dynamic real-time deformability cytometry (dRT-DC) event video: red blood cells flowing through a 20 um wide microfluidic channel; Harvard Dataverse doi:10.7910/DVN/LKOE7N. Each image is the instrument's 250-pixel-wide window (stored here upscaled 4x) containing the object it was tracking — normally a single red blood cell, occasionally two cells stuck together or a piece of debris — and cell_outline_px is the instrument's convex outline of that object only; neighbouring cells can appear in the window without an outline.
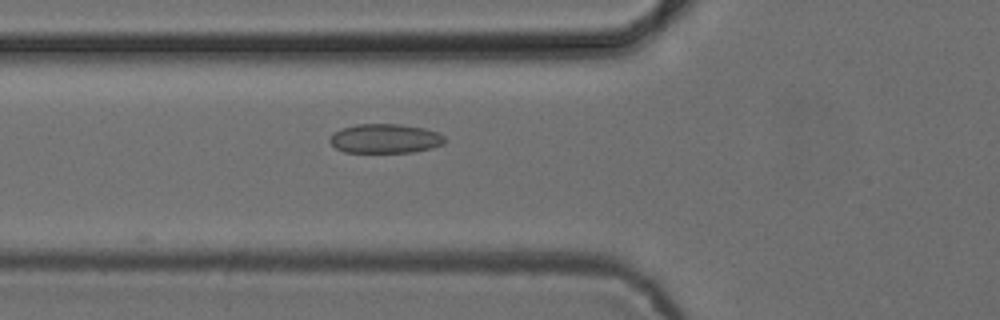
{"species": "common noctule bat (a hibernating species)", "species_latin": "Nyctalus noctula", "temperature_condition": "cold", "stored_images_in_passage": 35, "camera_frame_rate_fps": 3000, "um_per_image_px": 0.085, "animal": {"sex": "female", "body_mass_g": 24.6, "forearm_length_mm": 56.2}, "frame": {"image": 1, "passage_image": 4, "time_ms": 1.0, "image_size_px": [1000, 320], "cell_outline_px": [[448, 140], [444, 144], [432, 148], [412, 152], [344, 152], [336, 148], [328, 140], [332, 132], [340, 128], [356, 124], [400, 124], [424, 128], [436, 132], [444, 136]], "centroid_in_image_um": [32.73, 11.77], "position_along_channel_um": 93.1, "area_um2": 19.83}}
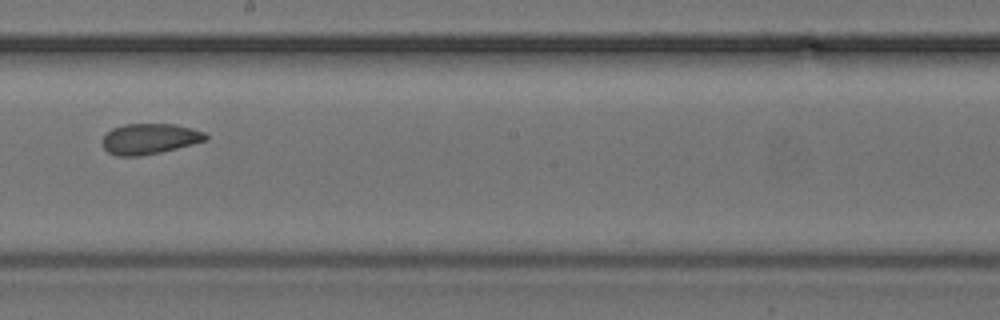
{"frame": {"image": 2, "passage_image": 15, "time_ms": 4.667, "image_size_px": [1000, 320], "cell_outline_px": [[208, 140], [160, 152], [140, 156], [116, 156], [108, 152], [104, 148], [104, 136], [112, 128], [124, 124], [176, 124], [192, 128], [204, 132], [208, 136]], "centroid_in_image_um": [12.73, 11.79], "position_along_channel_um": 235.5, "area_um2": 18.32}}
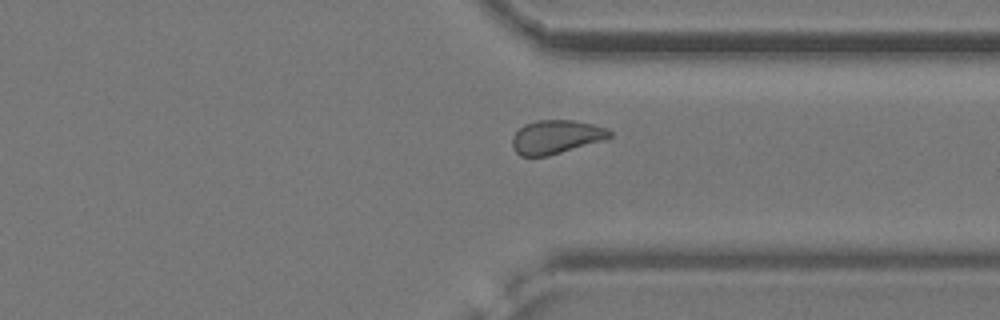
{"frame": {"image": 3, "passage_image": 25, "time_ms": 8.0, "image_size_px": [1000, 320], "cell_outline_px": [[612, 136], [604, 140], [548, 156], [520, 156], [512, 148], [512, 136], [524, 124], [536, 120], [572, 120], [592, 124], [604, 128], [612, 132]], "centroid_in_image_um": [47.23, 11.64], "position_along_channel_um": 364.2, "area_um2": 19.07}, "authors_computed_cell_mechanics": {"area_um2": 19.074, "velocity_mm_per_s": 3.8676, "shape_relaxation_time_tau1_ms": 7.6372, "shape_relaxation_time_tau2_ms": 2.2791, "deformation_change_tau1": 0.122, "deformation_change_tau2": 0.0601}}